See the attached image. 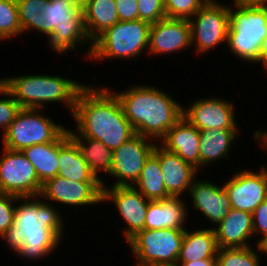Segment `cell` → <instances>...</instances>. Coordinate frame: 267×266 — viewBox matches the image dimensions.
<instances>
[{
  "instance_id": "obj_1",
  "label": "cell",
  "mask_w": 267,
  "mask_h": 266,
  "mask_svg": "<svg viewBox=\"0 0 267 266\" xmlns=\"http://www.w3.org/2000/svg\"><path fill=\"white\" fill-rule=\"evenodd\" d=\"M73 117L77 132L68 130L70 137L94 138L112 151L136 135L118 98L109 88L85 85L77 95Z\"/></svg>"
},
{
  "instance_id": "obj_8",
  "label": "cell",
  "mask_w": 267,
  "mask_h": 266,
  "mask_svg": "<svg viewBox=\"0 0 267 266\" xmlns=\"http://www.w3.org/2000/svg\"><path fill=\"white\" fill-rule=\"evenodd\" d=\"M185 230L144 229L127 242L137 258L136 266H176Z\"/></svg>"
},
{
  "instance_id": "obj_31",
  "label": "cell",
  "mask_w": 267,
  "mask_h": 266,
  "mask_svg": "<svg viewBox=\"0 0 267 266\" xmlns=\"http://www.w3.org/2000/svg\"><path fill=\"white\" fill-rule=\"evenodd\" d=\"M22 34L16 0H0V41Z\"/></svg>"
},
{
  "instance_id": "obj_16",
  "label": "cell",
  "mask_w": 267,
  "mask_h": 266,
  "mask_svg": "<svg viewBox=\"0 0 267 266\" xmlns=\"http://www.w3.org/2000/svg\"><path fill=\"white\" fill-rule=\"evenodd\" d=\"M231 102L217 99H200L192 106L183 108V117L199 131L210 129H237Z\"/></svg>"
},
{
  "instance_id": "obj_25",
  "label": "cell",
  "mask_w": 267,
  "mask_h": 266,
  "mask_svg": "<svg viewBox=\"0 0 267 266\" xmlns=\"http://www.w3.org/2000/svg\"><path fill=\"white\" fill-rule=\"evenodd\" d=\"M218 250L214 228L196 230L193 233L185 229L177 262L217 258Z\"/></svg>"
},
{
  "instance_id": "obj_43",
  "label": "cell",
  "mask_w": 267,
  "mask_h": 266,
  "mask_svg": "<svg viewBox=\"0 0 267 266\" xmlns=\"http://www.w3.org/2000/svg\"><path fill=\"white\" fill-rule=\"evenodd\" d=\"M257 246V248L259 249L258 251H263V253H265V254H267V239L264 241V242H262L260 245H256Z\"/></svg>"
},
{
  "instance_id": "obj_15",
  "label": "cell",
  "mask_w": 267,
  "mask_h": 266,
  "mask_svg": "<svg viewBox=\"0 0 267 266\" xmlns=\"http://www.w3.org/2000/svg\"><path fill=\"white\" fill-rule=\"evenodd\" d=\"M39 197L55 202L87 206L102 202L101 182H78L56 175L42 185Z\"/></svg>"
},
{
  "instance_id": "obj_33",
  "label": "cell",
  "mask_w": 267,
  "mask_h": 266,
  "mask_svg": "<svg viewBox=\"0 0 267 266\" xmlns=\"http://www.w3.org/2000/svg\"><path fill=\"white\" fill-rule=\"evenodd\" d=\"M208 0H165V13L168 18L191 19Z\"/></svg>"
},
{
  "instance_id": "obj_18",
  "label": "cell",
  "mask_w": 267,
  "mask_h": 266,
  "mask_svg": "<svg viewBox=\"0 0 267 266\" xmlns=\"http://www.w3.org/2000/svg\"><path fill=\"white\" fill-rule=\"evenodd\" d=\"M153 154L159 159L167 193L179 197L186 189L189 192L198 170L161 145L155 146Z\"/></svg>"
},
{
  "instance_id": "obj_9",
  "label": "cell",
  "mask_w": 267,
  "mask_h": 266,
  "mask_svg": "<svg viewBox=\"0 0 267 266\" xmlns=\"http://www.w3.org/2000/svg\"><path fill=\"white\" fill-rule=\"evenodd\" d=\"M39 112L40 109L21 108L3 134V148L22 151L35 144L54 142L66 130Z\"/></svg>"
},
{
  "instance_id": "obj_27",
  "label": "cell",
  "mask_w": 267,
  "mask_h": 266,
  "mask_svg": "<svg viewBox=\"0 0 267 266\" xmlns=\"http://www.w3.org/2000/svg\"><path fill=\"white\" fill-rule=\"evenodd\" d=\"M22 153L33 164L42 184L58 174L59 137L54 142L26 147Z\"/></svg>"
},
{
  "instance_id": "obj_14",
  "label": "cell",
  "mask_w": 267,
  "mask_h": 266,
  "mask_svg": "<svg viewBox=\"0 0 267 266\" xmlns=\"http://www.w3.org/2000/svg\"><path fill=\"white\" fill-rule=\"evenodd\" d=\"M232 209L253 213L267 199V168L238 172L224 185Z\"/></svg>"
},
{
  "instance_id": "obj_5",
  "label": "cell",
  "mask_w": 267,
  "mask_h": 266,
  "mask_svg": "<svg viewBox=\"0 0 267 266\" xmlns=\"http://www.w3.org/2000/svg\"><path fill=\"white\" fill-rule=\"evenodd\" d=\"M42 33L49 36V45L55 52L66 53L76 45L89 43L83 18V9L71 0H48L43 7Z\"/></svg>"
},
{
  "instance_id": "obj_42",
  "label": "cell",
  "mask_w": 267,
  "mask_h": 266,
  "mask_svg": "<svg viewBox=\"0 0 267 266\" xmlns=\"http://www.w3.org/2000/svg\"><path fill=\"white\" fill-rule=\"evenodd\" d=\"M255 139L259 140H267V130L265 132L259 130L255 132Z\"/></svg>"
},
{
  "instance_id": "obj_3",
  "label": "cell",
  "mask_w": 267,
  "mask_h": 266,
  "mask_svg": "<svg viewBox=\"0 0 267 266\" xmlns=\"http://www.w3.org/2000/svg\"><path fill=\"white\" fill-rule=\"evenodd\" d=\"M114 94L136 134L143 137L161 141L183 117L182 105L155 87L134 86Z\"/></svg>"
},
{
  "instance_id": "obj_7",
  "label": "cell",
  "mask_w": 267,
  "mask_h": 266,
  "mask_svg": "<svg viewBox=\"0 0 267 266\" xmlns=\"http://www.w3.org/2000/svg\"><path fill=\"white\" fill-rule=\"evenodd\" d=\"M151 24L142 20L118 21L92 42L89 57L134 58L148 48Z\"/></svg>"
},
{
  "instance_id": "obj_13",
  "label": "cell",
  "mask_w": 267,
  "mask_h": 266,
  "mask_svg": "<svg viewBox=\"0 0 267 266\" xmlns=\"http://www.w3.org/2000/svg\"><path fill=\"white\" fill-rule=\"evenodd\" d=\"M102 186V202L113 201L128 225L124 231L126 241L145 229L146 212L151 200L146 199L133 186Z\"/></svg>"
},
{
  "instance_id": "obj_35",
  "label": "cell",
  "mask_w": 267,
  "mask_h": 266,
  "mask_svg": "<svg viewBox=\"0 0 267 266\" xmlns=\"http://www.w3.org/2000/svg\"><path fill=\"white\" fill-rule=\"evenodd\" d=\"M0 95L8 97L6 99H0V127L3 128L4 134L21 110V107L1 84Z\"/></svg>"
},
{
  "instance_id": "obj_38",
  "label": "cell",
  "mask_w": 267,
  "mask_h": 266,
  "mask_svg": "<svg viewBox=\"0 0 267 266\" xmlns=\"http://www.w3.org/2000/svg\"><path fill=\"white\" fill-rule=\"evenodd\" d=\"M119 21L139 20L137 0H115Z\"/></svg>"
},
{
  "instance_id": "obj_17",
  "label": "cell",
  "mask_w": 267,
  "mask_h": 266,
  "mask_svg": "<svg viewBox=\"0 0 267 266\" xmlns=\"http://www.w3.org/2000/svg\"><path fill=\"white\" fill-rule=\"evenodd\" d=\"M191 45L187 19L165 17L151 24L148 51L151 54L174 53Z\"/></svg>"
},
{
  "instance_id": "obj_23",
  "label": "cell",
  "mask_w": 267,
  "mask_h": 266,
  "mask_svg": "<svg viewBox=\"0 0 267 266\" xmlns=\"http://www.w3.org/2000/svg\"><path fill=\"white\" fill-rule=\"evenodd\" d=\"M180 197L150 201L146 212L145 229H178L185 230L187 219L185 203Z\"/></svg>"
},
{
  "instance_id": "obj_32",
  "label": "cell",
  "mask_w": 267,
  "mask_h": 266,
  "mask_svg": "<svg viewBox=\"0 0 267 266\" xmlns=\"http://www.w3.org/2000/svg\"><path fill=\"white\" fill-rule=\"evenodd\" d=\"M217 266H260L259 256L250 246L246 248H220Z\"/></svg>"
},
{
  "instance_id": "obj_20",
  "label": "cell",
  "mask_w": 267,
  "mask_h": 266,
  "mask_svg": "<svg viewBox=\"0 0 267 266\" xmlns=\"http://www.w3.org/2000/svg\"><path fill=\"white\" fill-rule=\"evenodd\" d=\"M160 142L167 151L199 170L200 131L187 119L181 117Z\"/></svg>"
},
{
  "instance_id": "obj_10",
  "label": "cell",
  "mask_w": 267,
  "mask_h": 266,
  "mask_svg": "<svg viewBox=\"0 0 267 266\" xmlns=\"http://www.w3.org/2000/svg\"><path fill=\"white\" fill-rule=\"evenodd\" d=\"M195 17V19H194ZM197 17V18H196ZM191 44L197 45L198 53H205L223 41L227 43L229 31V6L208 0L189 19ZM195 42V43H194Z\"/></svg>"
},
{
  "instance_id": "obj_44",
  "label": "cell",
  "mask_w": 267,
  "mask_h": 266,
  "mask_svg": "<svg viewBox=\"0 0 267 266\" xmlns=\"http://www.w3.org/2000/svg\"><path fill=\"white\" fill-rule=\"evenodd\" d=\"M73 3L83 7L85 0H71Z\"/></svg>"
},
{
  "instance_id": "obj_45",
  "label": "cell",
  "mask_w": 267,
  "mask_h": 266,
  "mask_svg": "<svg viewBox=\"0 0 267 266\" xmlns=\"http://www.w3.org/2000/svg\"><path fill=\"white\" fill-rule=\"evenodd\" d=\"M262 146L267 149V140H260Z\"/></svg>"
},
{
  "instance_id": "obj_2",
  "label": "cell",
  "mask_w": 267,
  "mask_h": 266,
  "mask_svg": "<svg viewBox=\"0 0 267 266\" xmlns=\"http://www.w3.org/2000/svg\"><path fill=\"white\" fill-rule=\"evenodd\" d=\"M34 198L39 196L18 197L17 202H24L15 207L14 224L1 237L11 250L30 260L49 255L64 233L55 207Z\"/></svg>"
},
{
  "instance_id": "obj_28",
  "label": "cell",
  "mask_w": 267,
  "mask_h": 266,
  "mask_svg": "<svg viewBox=\"0 0 267 266\" xmlns=\"http://www.w3.org/2000/svg\"><path fill=\"white\" fill-rule=\"evenodd\" d=\"M146 198L151 201L170 198L167 193L159 159L152 153L145 161L136 183L132 185Z\"/></svg>"
},
{
  "instance_id": "obj_22",
  "label": "cell",
  "mask_w": 267,
  "mask_h": 266,
  "mask_svg": "<svg viewBox=\"0 0 267 266\" xmlns=\"http://www.w3.org/2000/svg\"><path fill=\"white\" fill-rule=\"evenodd\" d=\"M58 176L78 182H100L91 173L77 143L66 129L59 136Z\"/></svg>"
},
{
  "instance_id": "obj_11",
  "label": "cell",
  "mask_w": 267,
  "mask_h": 266,
  "mask_svg": "<svg viewBox=\"0 0 267 266\" xmlns=\"http://www.w3.org/2000/svg\"><path fill=\"white\" fill-rule=\"evenodd\" d=\"M0 157V193L17 197H37L42 190V183L33 164L22 151L4 148Z\"/></svg>"
},
{
  "instance_id": "obj_21",
  "label": "cell",
  "mask_w": 267,
  "mask_h": 266,
  "mask_svg": "<svg viewBox=\"0 0 267 266\" xmlns=\"http://www.w3.org/2000/svg\"><path fill=\"white\" fill-rule=\"evenodd\" d=\"M217 226L214 230L219 249L250 247L248 239L254 235L251 213L231 208Z\"/></svg>"
},
{
  "instance_id": "obj_37",
  "label": "cell",
  "mask_w": 267,
  "mask_h": 266,
  "mask_svg": "<svg viewBox=\"0 0 267 266\" xmlns=\"http://www.w3.org/2000/svg\"><path fill=\"white\" fill-rule=\"evenodd\" d=\"M253 233L263 234L259 239L258 245L267 239V199L264 200L252 213Z\"/></svg>"
},
{
  "instance_id": "obj_39",
  "label": "cell",
  "mask_w": 267,
  "mask_h": 266,
  "mask_svg": "<svg viewBox=\"0 0 267 266\" xmlns=\"http://www.w3.org/2000/svg\"><path fill=\"white\" fill-rule=\"evenodd\" d=\"M176 266H217V258H204L190 262H177Z\"/></svg>"
},
{
  "instance_id": "obj_30",
  "label": "cell",
  "mask_w": 267,
  "mask_h": 266,
  "mask_svg": "<svg viewBox=\"0 0 267 266\" xmlns=\"http://www.w3.org/2000/svg\"><path fill=\"white\" fill-rule=\"evenodd\" d=\"M48 0H16L22 33L35 29L42 33L43 7Z\"/></svg>"
},
{
  "instance_id": "obj_40",
  "label": "cell",
  "mask_w": 267,
  "mask_h": 266,
  "mask_svg": "<svg viewBox=\"0 0 267 266\" xmlns=\"http://www.w3.org/2000/svg\"><path fill=\"white\" fill-rule=\"evenodd\" d=\"M257 63H261L264 65V69L267 71V36L263 39L260 48Z\"/></svg>"
},
{
  "instance_id": "obj_4",
  "label": "cell",
  "mask_w": 267,
  "mask_h": 266,
  "mask_svg": "<svg viewBox=\"0 0 267 266\" xmlns=\"http://www.w3.org/2000/svg\"><path fill=\"white\" fill-rule=\"evenodd\" d=\"M0 84L24 109H42L44 103L65 102L72 115L79 91L85 86L74 80L48 75H25L0 79ZM44 102V103H43Z\"/></svg>"
},
{
  "instance_id": "obj_34",
  "label": "cell",
  "mask_w": 267,
  "mask_h": 266,
  "mask_svg": "<svg viewBox=\"0 0 267 266\" xmlns=\"http://www.w3.org/2000/svg\"><path fill=\"white\" fill-rule=\"evenodd\" d=\"M139 19L154 24L166 17L165 0H137Z\"/></svg>"
},
{
  "instance_id": "obj_6",
  "label": "cell",
  "mask_w": 267,
  "mask_h": 266,
  "mask_svg": "<svg viewBox=\"0 0 267 266\" xmlns=\"http://www.w3.org/2000/svg\"><path fill=\"white\" fill-rule=\"evenodd\" d=\"M235 12L229 6L227 46L237 57L258 60L259 48L267 36V6H246L235 0Z\"/></svg>"
},
{
  "instance_id": "obj_19",
  "label": "cell",
  "mask_w": 267,
  "mask_h": 266,
  "mask_svg": "<svg viewBox=\"0 0 267 266\" xmlns=\"http://www.w3.org/2000/svg\"><path fill=\"white\" fill-rule=\"evenodd\" d=\"M193 206L212 223L218 225L229 213L231 206L224 186L195 179L189 190Z\"/></svg>"
},
{
  "instance_id": "obj_24",
  "label": "cell",
  "mask_w": 267,
  "mask_h": 266,
  "mask_svg": "<svg viewBox=\"0 0 267 266\" xmlns=\"http://www.w3.org/2000/svg\"><path fill=\"white\" fill-rule=\"evenodd\" d=\"M83 9L84 26L90 39L88 56L92 42L106 29L119 21L115 0H85Z\"/></svg>"
},
{
  "instance_id": "obj_12",
  "label": "cell",
  "mask_w": 267,
  "mask_h": 266,
  "mask_svg": "<svg viewBox=\"0 0 267 266\" xmlns=\"http://www.w3.org/2000/svg\"><path fill=\"white\" fill-rule=\"evenodd\" d=\"M156 144L148 138L136 134L113 151L112 169L109 175L116 177L112 186H132L135 184L145 161L153 153ZM129 181V182H128Z\"/></svg>"
},
{
  "instance_id": "obj_36",
  "label": "cell",
  "mask_w": 267,
  "mask_h": 266,
  "mask_svg": "<svg viewBox=\"0 0 267 266\" xmlns=\"http://www.w3.org/2000/svg\"><path fill=\"white\" fill-rule=\"evenodd\" d=\"M15 200L17 196L0 193V237L14 224Z\"/></svg>"
},
{
  "instance_id": "obj_29",
  "label": "cell",
  "mask_w": 267,
  "mask_h": 266,
  "mask_svg": "<svg viewBox=\"0 0 267 266\" xmlns=\"http://www.w3.org/2000/svg\"><path fill=\"white\" fill-rule=\"evenodd\" d=\"M79 146L84 160L88 163L91 173L101 182L98 176L100 171L110 174L113 162V151L106 147L101 141L87 137H71ZM86 142H85V141ZM85 143V144H84Z\"/></svg>"
},
{
  "instance_id": "obj_41",
  "label": "cell",
  "mask_w": 267,
  "mask_h": 266,
  "mask_svg": "<svg viewBox=\"0 0 267 266\" xmlns=\"http://www.w3.org/2000/svg\"><path fill=\"white\" fill-rule=\"evenodd\" d=\"M243 5L246 6H259V7H266L267 0H235Z\"/></svg>"
},
{
  "instance_id": "obj_26",
  "label": "cell",
  "mask_w": 267,
  "mask_h": 266,
  "mask_svg": "<svg viewBox=\"0 0 267 266\" xmlns=\"http://www.w3.org/2000/svg\"><path fill=\"white\" fill-rule=\"evenodd\" d=\"M238 129H210L200 131L199 168L210 164L223 156L228 157L232 141Z\"/></svg>"
}]
</instances>
